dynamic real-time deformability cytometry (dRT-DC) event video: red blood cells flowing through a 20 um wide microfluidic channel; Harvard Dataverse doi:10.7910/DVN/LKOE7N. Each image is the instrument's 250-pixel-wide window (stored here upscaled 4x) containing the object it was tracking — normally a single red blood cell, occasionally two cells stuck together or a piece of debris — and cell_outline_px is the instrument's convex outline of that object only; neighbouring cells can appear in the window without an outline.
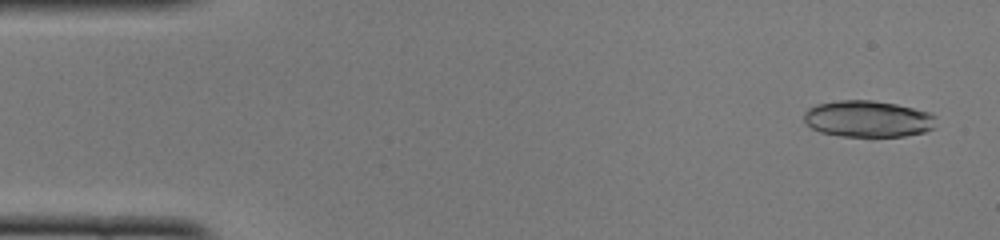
{"species": "common noctule bat (a hibernating species)", "species_latin": "Nyctalus noctula", "temperature_condition": "cold", "stored_images_in_passage": 49, "camera_frame_rate_fps": 3000, "um_per_image_px": 0.085, "animal": {"sex": "female", "body_mass_g": 22.0, "forearm_length_mm": 56.7}, "frame": {"image": 1, "passage_image": 2, "time_ms": 0.333, "image_size_px": [1000, 240], "cell_outline_px": [[936, 128], [924, 132], [904, 136], [840, 136], [820, 132], [812, 128], [804, 120], [804, 112], [808, 108], [816, 104], [840, 100], [872, 100], [896, 104], [932, 112], [936, 116]], "centroid_in_image_um": [73.81, 10.1], "position_along_channel_um": 11.2, "area_um2": 28.38}}
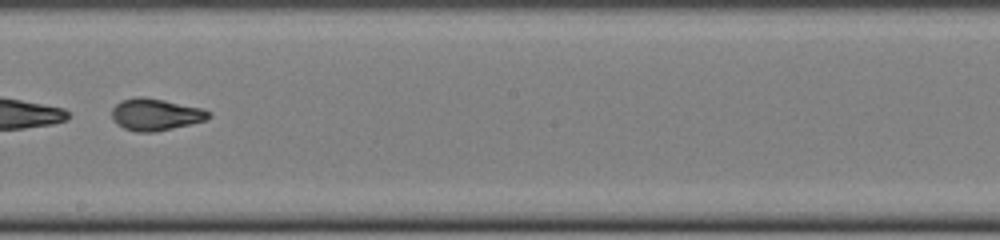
{"frame": {"image": 2, "passage_image": 28, "time_ms": 9.0, "image_size_px": [1000, 240], "cell_outline_px": [[212, 116], [208, 120], [192, 124], [156, 132], [136, 132], [124, 128], [116, 124], [112, 116], [112, 108], [120, 100], [136, 96], [144, 96], [204, 108], [212, 112]], "centroid_in_image_um": [13.26, 9.73], "position_along_channel_um": 234.9, "area_um2": 18.44}}
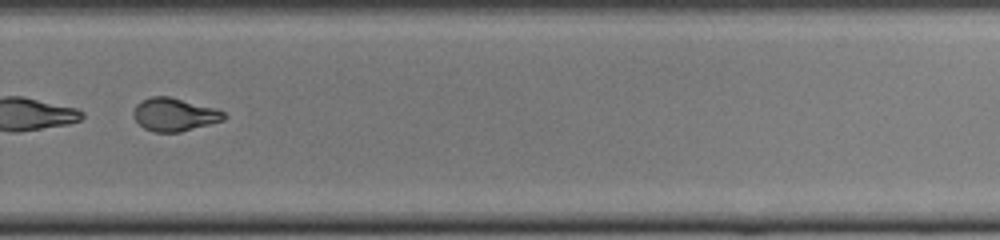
{"frame": {"image": 3, "passage_image": 34, "time_ms": 11.0, "image_size_px": [1000, 240], "cell_outline_px": [[228, 116], [224, 120], [180, 132], [152, 132], [144, 128], [132, 116], [132, 112], [136, 104], [140, 100], [152, 96], [168, 96], [216, 108], [224, 112]], "centroid_in_image_um": [14.81, 9.73], "position_along_channel_um": 315.0, "area_um2": 17.57}, "authors_computed_cell_mechanics": {"area_um2": 28.4954, "velocity_mm_per_s": 3.9955, "shape_relaxation_time_tau1_ms": null, "shape_relaxation_time_tau2_ms": 0.9706, "deformation_change_tau1": null, "deformation_change_tau2": 0.0529}}